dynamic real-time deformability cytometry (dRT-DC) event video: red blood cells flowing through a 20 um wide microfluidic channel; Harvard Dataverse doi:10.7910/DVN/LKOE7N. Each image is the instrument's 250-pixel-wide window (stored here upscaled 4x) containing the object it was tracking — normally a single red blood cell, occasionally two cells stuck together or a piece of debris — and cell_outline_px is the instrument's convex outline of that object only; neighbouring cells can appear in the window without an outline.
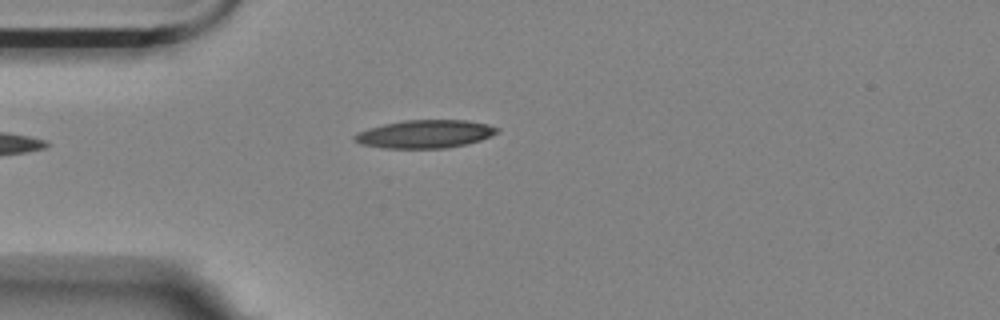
{"species": "Egyptian fruit bat (a non-hibernating species)", "species_latin": "Rousettus aegyptiacus", "temperature_condition": "room temperature", "stored_images_in_passage": 36, "camera_frame_rate_fps": 3000, "um_per_image_px": 0.085, "animal": {"sex": "female"}, "frame": {"image": 1, "passage_image": 1, "time_ms": 0.0, "image_size_px": [1000, 320], "cell_outline_px": [[500, 132], [492, 136], [468, 144], [444, 148], [384, 148], [360, 144], [352, 140], [352, 136], [356, 132], [368, 128], [384, 124], [404, 120], [468, 120], [488, 124], [500, 128]], "centroid_in_image_um": [36.13, 11.39], "position_along_channel_um": 48.9, "area_um2": 23.64}}
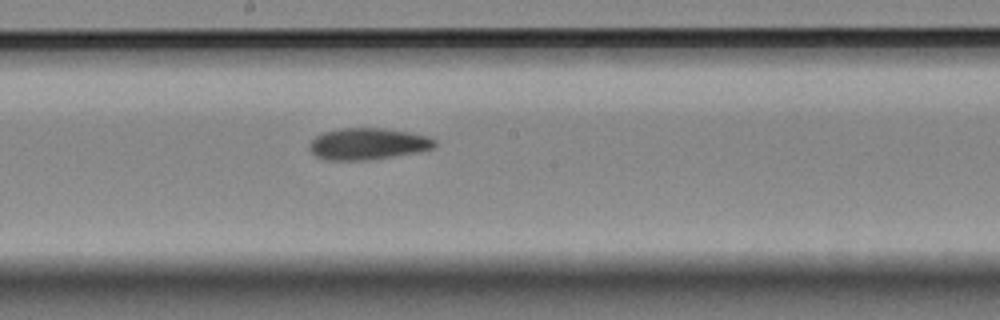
{"frame": {"image": 2, "passage_image": 16, "time_ms": 5.0, "image_size_px": [1000, 320], "cell_outline_px": [[436, 144], [432, 148], [416, 152], [368, 160], [324, 160], [316, 156], [308, 148], [308, 144], [316, 136], [324, 132], [340, 128], [380, 128], [408, 132], [428, 136], [436, 140]], "centroid_in_image_um": [31.22, 12.23], "position_along_channel_um": 217.0, "area_um2": 22.95}}
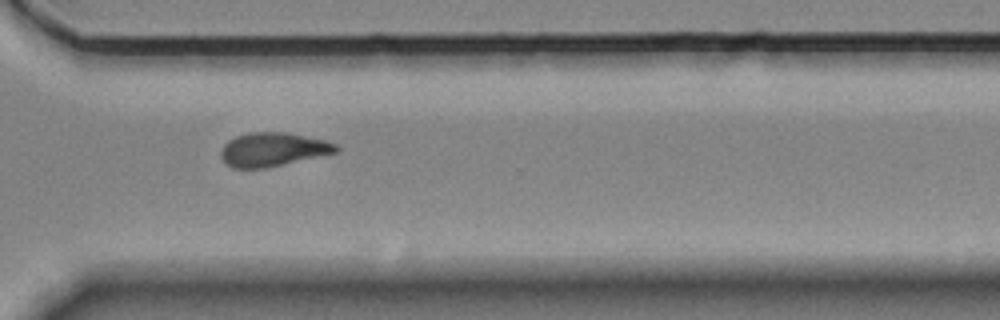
{"frame": {"image": 3, "passage_image": 27, "time_ms": 8.667, "image_size_px": [1000, 320], "cell_outline_px": [[340, 148], [336, 152], [268, 168], [232, 168], [224, 164], [220, 156], [220, 148], [228, 140], [236, 136], [248, 132], [284, 132], [324, 140], [336, 144]], "centroid_in_image_um": [23.12, 12.71], "position_along_channel_um": 347.5, "area_um2": 22.77}, "authors_computed_cell_mechanics": {"area_um2": 22.9466, "velocity_mm_per_s": 3.5688, "shape_relaxation_time_tau1_ms": 8.7894, "shape_relaxation_time_tau2_ms": null, "deformation_change_tau1": 0.2178, "deformation_change_tau2": null}}